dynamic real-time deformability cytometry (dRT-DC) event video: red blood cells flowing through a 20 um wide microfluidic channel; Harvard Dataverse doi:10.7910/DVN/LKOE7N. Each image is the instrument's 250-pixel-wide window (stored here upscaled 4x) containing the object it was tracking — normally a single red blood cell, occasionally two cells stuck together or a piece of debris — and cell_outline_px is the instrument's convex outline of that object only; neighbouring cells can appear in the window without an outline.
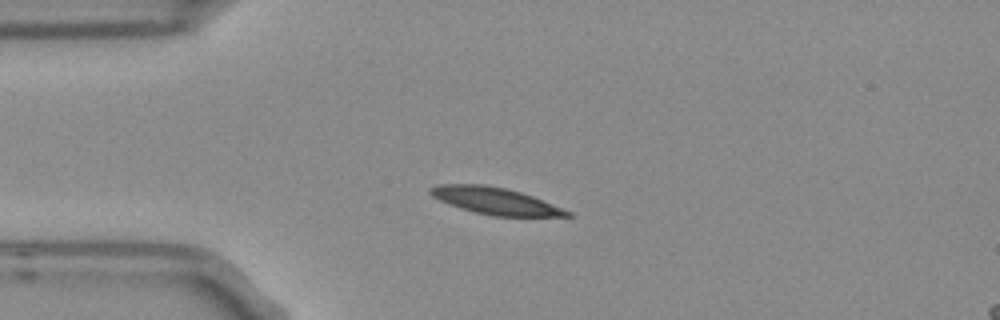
{"species": "Egyptian fruit bat (a non-hibernating species)", "species_latin": "Rousettus aegyptiacus", "temperature_condition": "room temperature", "stored_images_in_passage": 6, "camera_frame_rate_fps": 3000, "um_per_image_px": 0.085, "frame": {"image": 1, "passage_image": 3, "time_ms": 0.667, "image_size_px": [1000, 320], "cell_outline_px": [[572, 216], [492, 216], [460, 208], [440, 200], [432, 196], [428, 192], [428, 188], [436, 184], [484, 184], [504, 188], [520, 192], [532, 196], [572, 212]], "centroid_in_image_um": [42.05, 17.07], "position_along_channel_um": 42.9, "area_um2": 21.21}}
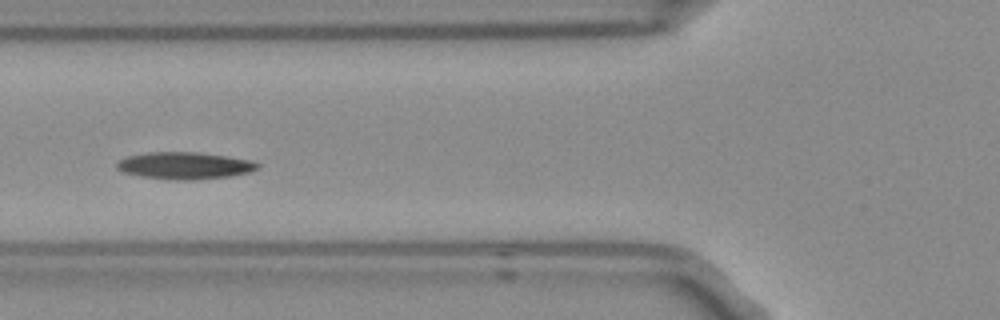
{"frame": {"image": 2, "passage_image": 5, "time_ms": 1.333, "image_size_px": [1000, 320], "cell_outline_px": [[260, 168], [248, 172], [228, 176], [192, 180], [176, 180], [144, 176], [124, 172], [116, 168], [116, 160], [124, 156], [148, 152], [200, 152], [228, 156], [252, 160], [260, 164]], "centroid_in_image_um": [15.68, 14.05], "position_along_channel_um": 110.1, "area_um2": 22.25}}